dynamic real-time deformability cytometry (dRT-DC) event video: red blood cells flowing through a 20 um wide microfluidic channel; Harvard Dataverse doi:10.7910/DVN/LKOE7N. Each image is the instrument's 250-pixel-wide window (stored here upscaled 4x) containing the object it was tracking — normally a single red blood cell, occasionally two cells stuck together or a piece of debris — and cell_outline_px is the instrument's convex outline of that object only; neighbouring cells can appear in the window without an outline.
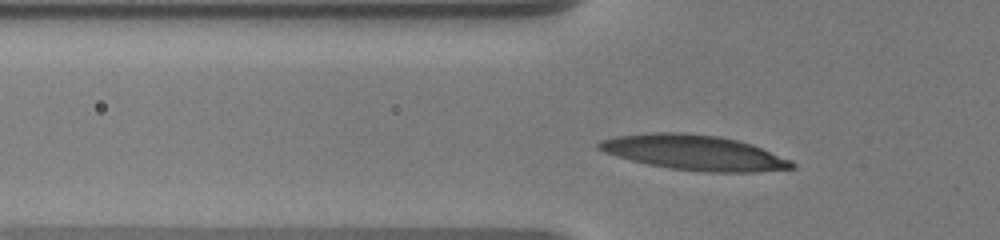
{"species": "human", "species_latin": "Homo sapiens", "temperature_condition": "warm", "stored_images_in_passage": 35, "camera_frame_rate_fps": 3000, "um_per_image_px": 0.085, "donor": {"sex": "male"}, "frame": {"image": 1, "passage_image": 3, "time_ms": 0.667, "image_size_px": [1000, 240], "cell_outline_px": [[796, 168], [756, 172], [704, 172], [668, 168], [648, 164], [616, 156], [604, 152], [596, 148], [596, 144], [600, 140], [616, 136], [652, 132], [684, 132], [720, 136], [752, 144], [792, 160], [796, 164]], "centroid_in_image_um": [59.01, 12.97], "position_along_channel_um": 66.8, "area_um2": 39.71}}
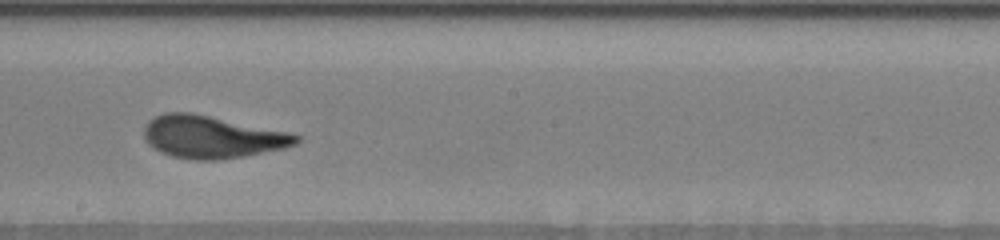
{"frame": {"image": 2, "passage_image": 17, "time_ms": 5.333, "image_size_px": [1000, 240], "cell_outline_px": [[300, 140], [296, 144], [284, 148], [244, 156], [216, 160], [192, 160], [172, 156], [160, 152], [148, 144], [144, 140], [144, 128], [148, 120], [164, 112], [192, 112], [288, 132], [300, 136]], "centroid_in_image_um": [17.98, 11.64], "position_along_channel_um": 230.2, "area_um2": 37.63}}
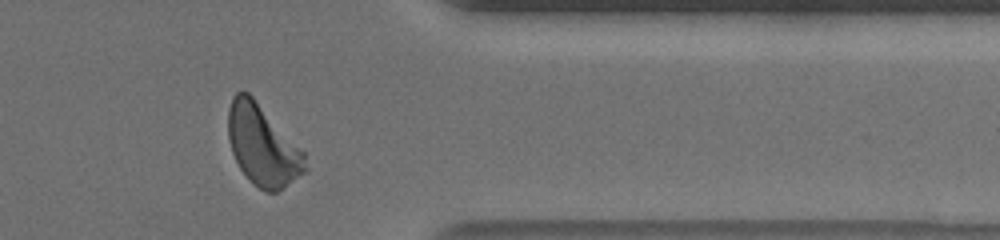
{"frame": {"image": 3, "passage_image": 31, "time_ms": 10.0, "image_size_px": [1000, 240], "cell_outline_px": [[308, 168], [304, 172], [276, 192], [264, 192], [252, 184], [240, 168], [232, 152], [228, 140], [228, 108], [232, 96], [236, 92], [248, 92], [252, 96], [304, 152]], "centroid_in_image_um": [22.3, 12.37], "position_along_channel_um": 389.1, "area_um2": 35.84}, "authors_computed_cell_mechanics": {"area_um2": 36.8764, "velocity_mm_per_s": 3.5738, "shape_relaxation_time_tau1_ms": 3.2753, "shape_relaxation_time_tau2_ms": 0.6792, "deformation_change_tau1": 0.1992, "deformation_change_tau2": 0.083}}